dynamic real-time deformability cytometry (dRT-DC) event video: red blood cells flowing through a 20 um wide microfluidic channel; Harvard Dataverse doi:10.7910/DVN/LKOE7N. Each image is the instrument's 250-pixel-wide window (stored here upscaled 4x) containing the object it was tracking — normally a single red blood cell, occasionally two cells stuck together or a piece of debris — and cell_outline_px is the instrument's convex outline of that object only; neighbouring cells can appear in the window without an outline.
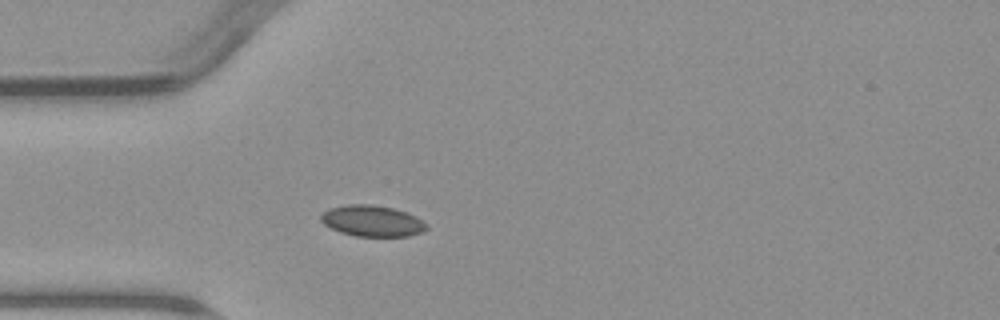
{"species": "common noctule bat (a hibernating species)", "species_latin": "Nyctalus noctula", "temperature_condition": "warm", "stored_images_in_passage": 4, "camera_frame_rate_fps": 3000, "um_per_image_px": 0.085, "animal": {"sex": "male", "body_mass_g": 23.1, "forearm_length_mm": 52.7}, "frame": {"image": 1, "passage_image": 4, "time_ms": 3.333, "image_size_px": [1000, 320], "cell_outline_px": [[428, 228], [420, 232], [408, 236], [356, 236], [340, 232], [324, 224], [320, 220], [320, 216], [328, 208], [344, 204], [372, 204], [392, 208], [416, 216], [428, 224]], "centroid_in_image_um": [31.62, 18.77], "position_along_channel_um": 53.4, "area_um2": 19.13}}